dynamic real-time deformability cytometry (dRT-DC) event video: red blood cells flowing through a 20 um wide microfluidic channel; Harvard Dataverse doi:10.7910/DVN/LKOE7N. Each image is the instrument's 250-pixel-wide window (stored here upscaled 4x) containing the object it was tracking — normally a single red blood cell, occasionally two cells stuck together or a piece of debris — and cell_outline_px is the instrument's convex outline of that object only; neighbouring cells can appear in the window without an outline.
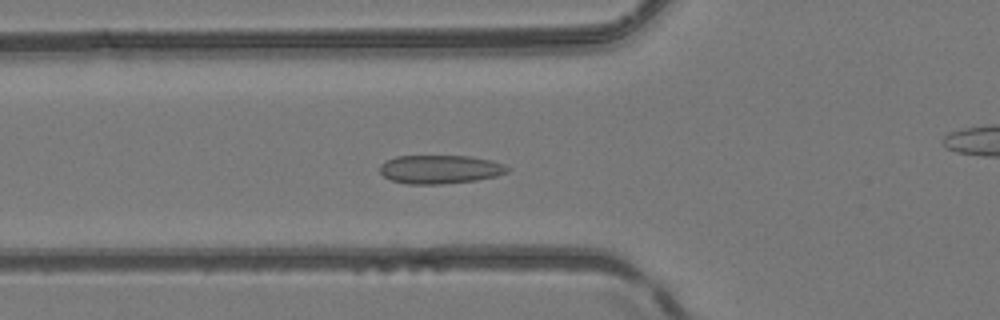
{"species": "common noctule bat (a hibernating species)", "species_latin": "Nyctalus noctula", "temperature_condition": "room temperature", "stored_images_in_passage": 52, "camera_frame_rate_fps": 3000, "um_per_image_px": 0.085, "animal": {"sex": "female", "body_mass_g": 24.6, "forearm_length_mm": 56.2}, "frame": {"image": 1, "passage_image": 19, "time_ms": 6.0, "image_size_px": [1000, 320], "cell_outline_px": [[512, 168], [508, 172], [496, 176], [476, 180], [440, 184], [408, 184], [392, 180], [384, 176], [380, 172], [380, 164], [396, 156], [468, 156], [492, 160], [504, 164]], "centroid_in_image_um": [37.44, 14.39], "position_along_channel_um": 88.4, "area_um2": 21.27}}
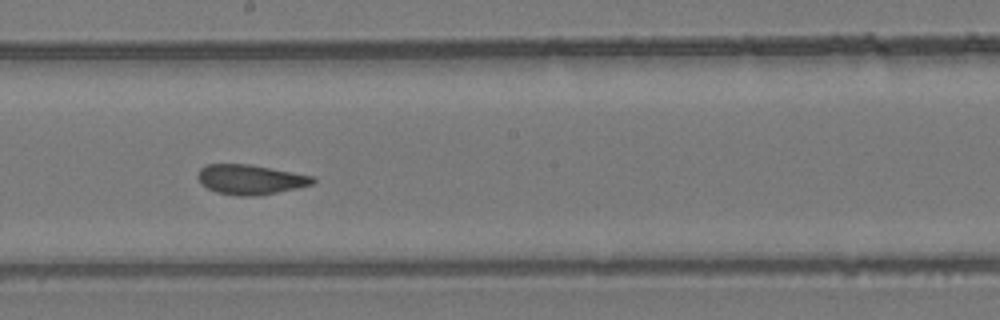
{"frame": {"image": 2, "passage_image": 29, "time_ms": 9.333, "image_size_px": [1000, 320], "cell_outline_px": [[316, 180], [312, 184], [296, 188], [256, 196], [240, 196], [216, 192], [208, 188], [196, 176], [200, 168], [208, 164], [252, 164], [312, 176]], "centroid_in_image_um": [21.27, 15.25], "position_along_channel_um": 226.9, "area_um2": 19.77}}
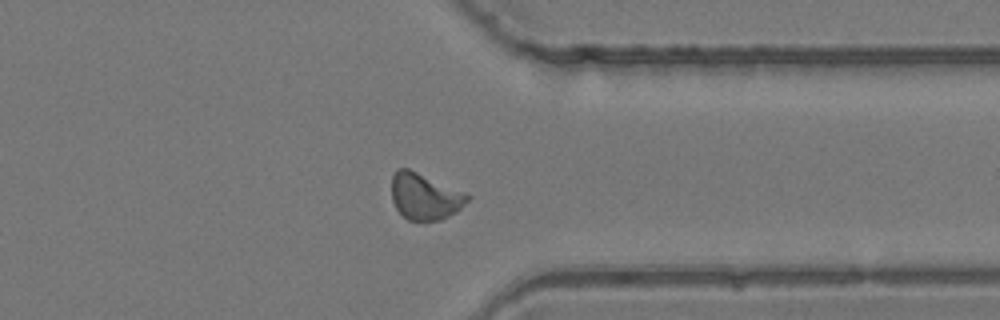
{"frame": {"image": 3, "passage_image": 40, "time_ms": 13.0, "image_size_px": [1000, 320], "cell_outline_px": [[472, 196], [456, 212], [440, 220], [408, 220], [396, 208], [392, 200], [392, 176], [396, 168], [408, 168]], "centroid_in_image_um": [36.08, 16.69], "position_along_channel_um": 375.3, "area_um2": 20.17}, "authors_computed_cell_mechanics": {"area_um2": 20.3745, "velocity_mm_per_s": 4.1418, "shape_relaxation_time_tau1_ms": null, "shape_relaxation_time_tau2_ms": 0.8061, "deformation_change_tau1": null, "deformation_change_tau2": 0.0813}}